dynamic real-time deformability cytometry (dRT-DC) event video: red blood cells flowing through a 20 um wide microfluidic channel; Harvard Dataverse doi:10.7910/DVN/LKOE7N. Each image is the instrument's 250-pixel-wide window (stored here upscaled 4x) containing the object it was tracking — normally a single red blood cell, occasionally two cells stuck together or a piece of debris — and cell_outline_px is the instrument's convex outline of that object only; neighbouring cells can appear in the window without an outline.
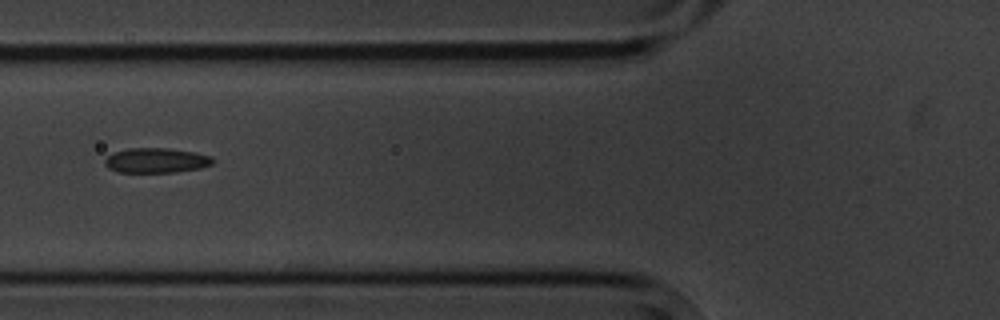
{"species": "common noctule bat (a hibernating species)", "species_latin": "Nyctalus noctula", "temperature_condition": "cold", "stored_images_in_passage": 7, "camera_frame_rate_fps": 3000, "um_per_image_px": 0.085, "animal": {"sex": "male", "body_mass_g": 20.1, "forearm_length_mm": 53.5}, "frame": {"image": 1, "passage_image": 4, "time_ms": 3.667, "image_size_px": [1000, 320], "cell_outline_px": [[216, 160], [212, 164], [200, 168], [176, 172], [116, 172], [108, 168], [104, 164], [104, 160], [108, 156], [116, 152], [128, 148], [168, 148], [196, 152], [212, 156]], "centroid_in_image_um": [13.31, 13.63], "position_along_channel_um": 112.5, "area_um2": 15.78}}
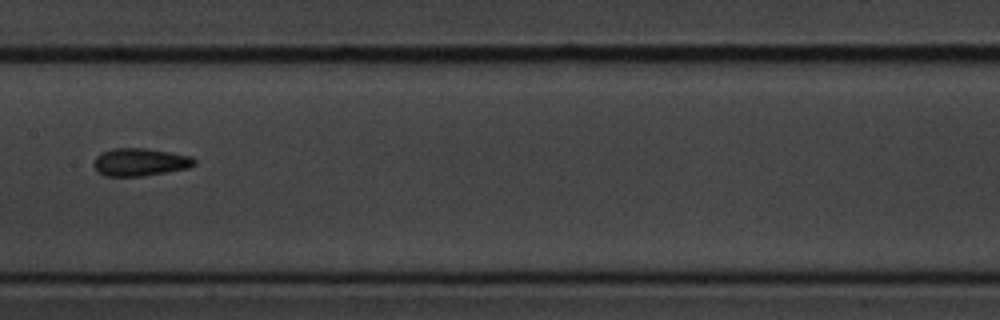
{"frame": {"image": 2, "passage_image": 6, "time_ms": 6.0, "image_size_px": [1000, 320], "cell_outline_px": [[196, 164], [188, 168], [144, 176], [104, 176], [96, 172], [92, 164], [96, 156], [112, 148], [148, 148], [192, 156], [196, 160]], "centroid_in_image_um": [11.89, 13.78], "position_along_channel_um": 195.5, "area_um2": 16.47}}
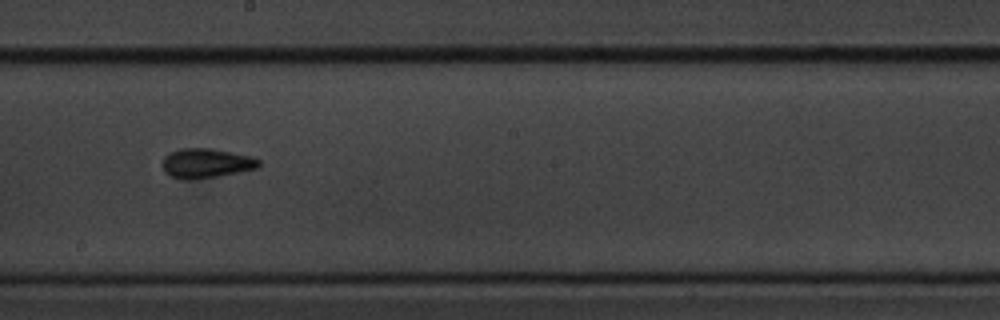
{"frame": {"image": 3, "passage_image": 7, "time_ms": 7.0, "image_size_px": [1000, 320], "cell_outline_px": [[260, 164], [256, 168], [216, 176], [192, 180], [184, 180], [168, 176], [164, 172], [164, 156], [168, 152], [180, 148], [208, 148], [252, 156], [260, 160]], "centroid_in_image_um": [17.47, 13.87], "position_along_channel_um": 230.7, "area_um2": 16.53}}